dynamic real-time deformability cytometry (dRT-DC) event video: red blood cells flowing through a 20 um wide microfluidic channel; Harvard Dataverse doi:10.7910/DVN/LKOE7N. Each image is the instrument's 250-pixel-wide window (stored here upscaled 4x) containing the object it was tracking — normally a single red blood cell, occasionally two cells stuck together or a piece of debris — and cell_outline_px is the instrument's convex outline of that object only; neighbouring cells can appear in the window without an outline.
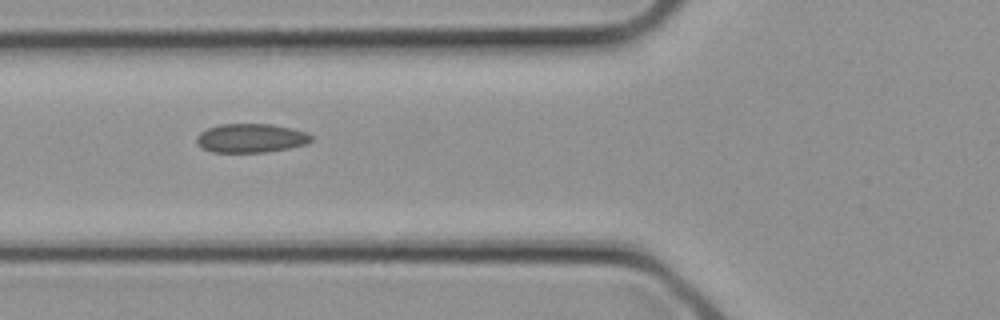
{"species": "common noctule bat (a hibernating species)", "species_latin": "Nyctalus noctula", "temperature_condition": "cold", "stored_images_in_passage": 3, "camera_frame_rate_fps": 3000, "um_per_image_px": 0.085, "animal": {"sex": "female", "body_mass_g": 21.9}, "frame": {"image": 1, "passage_image": 3, "time_ms": 0.667, "image_size_px": [1000, 320], "cell_outline_px": [[312, 140], [308, 144], [268, 152], [212, 152], [204, 148], [196, 140], [196, 136], [200, 132], [208, 128], [220, 124], [272, 124], [292, 128], [308, 132], [312, 136]], "centroid_in_image_um": [21.37, 11.73], "position_along_channel_um": 104.4, "area_um2": 19.36}}